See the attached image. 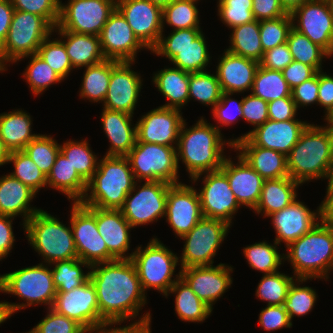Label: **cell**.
Masks as SVG:
<instances>
[{
  "mask_svg": "<svg viewBox=\"0 0 333 333\" xmlns=\"http://www.w3.org/2000/svg\"><path fill=\"white\" fill-rule=\"evenodd\" d=\"M309 124L299 119L286 121L268 119L263 125L229 140L233 146H260L287 156Z\"/></svg>",
  "mask_w": 333,
  "mask_h": 333,
  "instance_id": "obj_17",
  "label": "cell"
},
{
  "mask_svg": "<svg viewBox=\"0 0 333 333\" xmlns=\"http://www.w3.org/2000/svg\"><path fill=\"white\" fill-rule=\"evenodd\" d=\"M32 118L22 109L0 114V138L10 151H20L38 135L32 133Z\"/></svg>",
  "mask_w": 333,
  "mask_h": 333,
  "instance_id": "obj_35",
  "label": "cell"
},
{
  "mask_svg": "<svg viewBox=\"0 0 333 333\" xmlns=\"http://www.w3.org/2000/svg\"><path fill=\"white\" fill-rule=\"evenodd\" d=\"M243 119L256 127L263 125L268 118V102L250 93L243 96L242 103Z\"/></svg>",
  "mask_w": 333,
  "mask_h": 333,
  "instance_id": "obj_60",
  "label": "cell"
},
{
  "mask_svg": "<svg viewBox=\"0 0 333 333\" xmlns=\"http://www.w3.org/2000/svg\"><path fill=\"white\" fill-rule=\"evenodd\" d=\"M252 13L257 21L275 19L288 14L280 0H252Z\"/></svg>",
  "mask_w": 333,
  "mask_h": 333,
  "instance_id": "obj_65",
  "label": "cell"
},
{
  "mask_svg": "<svg viewBox=\"0 0 333 333\" xmlns=\"http://www.w3.org/2000/svg\"><path fill=\"white\" fill-rule=\"evenodd\" d=\"M49 36L38 48L37 55L40 56L59 76L65 80L73 67L67 55L65 45L58 37L51 40Z\"/></svg>",
  "mask_w": 333,
  "mask_h": 333,
  "instance_id": "obj_53",
  "label": "cell"
},
{
  "mask_svg": "<svg viewBox=\"0 0 333 333\" xmlns=\"http://www.w3.org/2000/svg\"><path fill=\"white\" fill-rule=\"evenodd\" d=\"M328 6H329V10L331 15L333 16V0H326Z\"/></svg>",
  "mask_w": 333,
  "mask_h": 333,
  "instance_id": "obj_76",
  "label": "cell"
},
{
  "mask_svg": "<svg viewBox=\"0 0 333 333\" xmlns=\"http://www.w3.org/2000/svg\"><path fill=\"white\" fill-rule=\"evenodd\" d=\"M217 4L220 20L230 29L255 20L252 0H221Z\"/></svg>",
  "mask_w": 333,
  "mask_h": 333,
  "instance_id": "obj_55",
  "label": "cell"
},
{
  "mask_svg": "<svg viewBox=\"0 0 333 333\" xmlns=\"http://www.w3.org/2000/svg\"><path fill=\"white\" fill-rule=\"evenodd\" d=\"M54 27L43 17L15 10L7 37L0 46V62L7 65L37 54L43 41L53 35ZM10 63V64H7Z\"/></svg>",
  "mask_w": 333,
  "mask_h": 333,
  "instance_id": "obj_10",
  "label": "cell"
},
{
  "mask_svg": "<svg viewBox=\"0 0 333 333\" xmlns=\"http://www.w3.org/2000/svg\"><path fill=\"white\" fill-rule=\"evenodd\" d=\"M69 220L78 259L90 266L115 260L98 232L95 207L83 206L80 202L72 203Z\"/></svg>",
  "mask_w": 333,
  "mask_h": 333,
  "instance_id": "obj_14",
  "label": "cell"
},
{
  "mask_svg": "<svg viewBox=\"0 0 333 333\" xmlns=\"http://www.w3.org/2000/svg\"><path fill=\"white\" fill-rule=\"evenodd\" d=\"M319 71L309 80L291 90V96L297 109L309 105H318Z\"/></svg>",
  "mask_w": 333,
  "mask_h": 333,
  "instance_id": "obj_61",
  "label": "cell"
},
{
  "mask_svg": "<svg viewBox=\"0 0 333 333\" xmlns=\"http://www.w3.org/2000/svg\"><path fill=\"white\" fill-rule=\"evenodd\" d=\"M119 62L105 59L98 64L85 67L86 70H84L83 80L79 88L80 98L103 104L110 83L111 71Z\"/></svg>",
  "mask_w": 333,
  "mask_h": 333,
  "instance_id": "obj_39",
  "label": "cell"
},
{
  "mask_svg": "<svg viewBox=\"0 0 333 333\" xmlns=\"http://www.w3.org/2000/svg\"><path fill=\"white\" fill-rule=\"evenodd\" d=\"M151 319L152 318L149 311L140 316L138 320L136 321L134 320V322L130 323L129 325L123 327H115L116 325H119V323H108L99 332L100 333H151V327H150Z\"/></svg>",
  "mask_w": 333,
  "mask_h": 333,
  "instance_id": "obj_67",
  "label": "cell"
},
{
  "mask_svg": "<svg viewBox=\"0 0 333 333\" xmlns=\"http://www.w3.org/2000/svg\"><path fill=\"white\" fill-rule=\"evenodd\" d=\"M27 333H88L76 321L57 313L52 308L47 309L46 317Z\"/></svg>",
  "mask_w": 333,
  "mask_h": 333,
  "instance_id": "obj_56",
  "label": "cell"
},
{
  "mask_svg": "<svg viewBox=\"0 0 333 333\" xmlns=\"http://www.w3.org/2000/svg\"><path fill=\"white\" fill-rule=\"evenodd\" d=\"M135 62L120 61L111 71L103 107L134 115L142 89V78L131 69Z\"/></svg>",
  "mask_w": 333,
  "mask_h": 333,
  "instance_id": "obj_25",
  "label": "cell"
},
{
  "mask_svg": "<svg viewBox=\"0 0 333 333\" xmlns=\"http://www.w3.org/2000/svg\"><path fill=\"white\" fill-rule=\"evenodd\" d=\"M60 152L86 182L93 177L98 167L99 158L92 152L87 139L68 140L60 145Z\"/></svg>",
  "mask_w": 333,
  "mask_h": 333,
  "instance_id": "obj_44",
  "label": "cell"
},
{
  "mask_svg": "<svg viewBox=\"0 0 333 333\" xmlns=\"http://www.w3.org/2000/svg\"><path fill=\"white\" fill-rule=\"evenodd\" d=\"M7 163H13L14 166L10 174L36 193L47 187V176L23 150L10 152Z\"/></svg>",
  "mask_w": 333,
  "mask_h": 333,
  "instance_id": "obj_49",
  "label": "cell"
},
{
  "mask_svg": "<svg viewBox=\"0 0 333 333\" xmlns=\"http://www.w3.org/2000/svg\"><path fill=\"white\" fill-rule=\"evenodd\" d=\"M14 11L11 0H0V46L7 37Z\"/></svg>",
  "mask_w": 333,
  "mask_h": 333,
  "instance_id": "obj_69",
  "label": "cell"
},
{
  "mask_svg": "<svg viewBox=\"0 0 333 333\" xmlns=\"http://www.w3.org/2000/svg\"><path fill=\"white\" fill-rule=\"evenodd\" d=\"M273 243L264 240L244 247L243 254L249 267L264 275L278 272L284 261V253L280 254L278 244L275 241Z\"/></svg>",
  "mask_w": 333,
  "mask_h": 333,
  "instance_id": "obj_43",
  "label": "cell"
},
{
  "mask_svg": "<svg viewBox=\"0 0 333 333\" xmlns=\"http://www.w3.org/2000/svg\"><path fill=\"white\" fill-rule=\"evenodd\" d=\"M9 318H11V316L7 311L5 301H0V324L4 323Z\"/></svg>",
  "mask_w": 333,
  "mask_h": 333,
  "instance_id": "obj_73",
  "label": "cell"
},
{
  "mask_svg": "<svg viewBox=\"0 0 333 333\" xmlns=\"http://www.w3.org/2000/svg\"><path fill=\"white\" fill-rule=\"evenodd\" d=\"M135 183L126 156L104 155L93 177L87 182V190L80 203L101 209H120Z\"/></svg>",
  "mask_w": 333,
  "mask_h": 333,
  "instance_id": "obj_5",
  "label": "cell"
},
{
  "mask_svg": "<svg viewBox=\"0 0 333 333\" xmlns=\"http://www.w3.org/2000/svg\"><path fill=\"white\" fill-rule=\"evenodd\" d=\"M136 181L120 208L124 218L135 228L165 217L169 183L162 181Z\"/></svg>",
  "mask_w": 333,
  "mask_h": 333,
  "instance_id": "obj_13",
  "label": "cell"
},
{
  "mask_svg": "<svg viewBox=\"0 0 333 333\" xmlns=\"http://www.w3.org/2000/svg\"><path fill=\"white\" fill-rule=\"evenodd\" d=\"M10 151L5 147L4 142L0 138V166L8 164Z\"/></svg>",
  "mask_w": 333,
  "mask_h": 333,
  "instance_id": "obj_72",
  "label": "cell"
},
{
  "mask_svg": "<svg viewBox=\"0 0 333 333\" xmlns=\"http://www.w3.org/2000/svg\"><path fill=\"white\" fill-rule=\"evenodd\" d=\"M229 157L225 158L220 170L227 176L239 205L254 210L261 197L264 179L239 154L237 163Z\"/></svg>",
  "mask_w": 333,
  "mask_h": 333,
  "instance_id": "obj_27",
  "label": "cell"
},
{
  "mask_svg": "<svg viewBox=\"0 0 333 333\" xmlns=\"http://www.w3.org/2000/svg\"><path fill=\"white\" fill-rule=\"evenodd\" d=\"M326 196L321 202V220L333 225V185H327Z\"/></svg>",
  "mask_w": 333,
  "mask_h": 333,
  "instance_id": "obj_70",
  "label": "cell"
},
{
  "mask_svg": "<svg viewBox=\"0 0 333 333\" xmlns=\"http://www.w3.org/2000/svg\"><path fill=\"white\" fill-rule=\"evenodd\" d=\"M12 220L14 217L0 215V261H2L8 254L11 253L10 250L14 247L15 236L12 229Z\"/></svg>",
  "mask_w": 333,
  "mask_h": 333,
  "instance_id": "obj_68",
  "label": "cell"
},
{
  "mask_svg": "<svg viewBox=\"0 0 333 333\" xmlns=\"http://www.w3.org/2000/svg\"><path fill=\"white\" fill-rule=\"evenodd\" d=\"M290 15L295 30L307 36L333 57V16L326 1L305 2Z\"/></svg>",
  "mask_w": 333,
  "mask_h": 333,
  "instance_id": "obj_19",
  "label": "cell"
},
{
  "mask_svg": "<svg viewBox=\"0 0 333 333\" xmlns=\"http://www.w3.org/2000/svg\"><path fill=\"white\" fill-rule=\"evenodd\" d=\"M25 58H30V61L22 76L29 84L30 90L35 96L42 94L51 85L63 81L59 74L37 54L23 57L17 62Z\"/></svg>",
  "mask_w": 333,
  "mask_h": 333,
  "instance_id": "obj_47",
  "label": "cell"
},
{
  "mask_svg": "<svg viewBox=\"0 0 333 333\" xmlns=\"http://www.w3.org/2000/svg\"><path fill=\"white\" fill-rule=\"evenodd\" d=\"M149 1L163 8L169 5L173 0H149Z\"/></svg>",
  "mask_w": 333,
  "mask_h": 333,
  "instance_id": "obj_75",
  "label": "cell"
},
{
  "mask_svg": "<svg viewBox=\"0 0 333 333\" xmlns=\"http://www.w3.org/2000/svg\"><path fill=\"white\" fill-rule=\"evenodd\" d=\"M116 8L124 16L134 35L151 51L164 32L162 8L149 0H117Z\"/></svg>",
  "mask_w": 333,
  "mask_h": 333,
  "instance_id": "obj_20",
  "label": "cell"
},
{
  "mask_svg": "<svg viewBox=\"0 0 333 333\" xmlns=\"http://www.w3.org/2000/svg\"><path fill=\"white\" fill-rule=\"evenodd\" d=\"M250 92L266 102L282 97H292L291 89L282 72L263 68L260 65L256 70Z\"/></svg>",
  "mask_w": 333,
  "mask_h": 333,
  "instance_id": "obj_41",
  "label": "cell"
},
{
  "mask_svg": "<svg viewBox=\"0 0 333 333\" xmlns=\"http://www.w3.org/2000/svg\"><path fill=\"white\" fill-rule=\"evenodd\" d=\"M0 288L2 293L15 295L25 301V303L6 301L10 316L32 305L45 304L47 308H52L57 293L51 265L43 263L0 275Z\"/></svg>",
  "mask_w": 333,
  "mask_h": 333,
  "instance_id": "obj_6",
  "label": "cell"
},
{
  "mask_svg": "<svg viewBox=\"0 0 333 333\" xmlns=\"http://www.w3.org/2000/svg\"><path fill=\"white\" fill-rule=\"evenodd\" d=\"M61 38L73 69H81L104 61L100 38L67 30H53ZM66 39V40H65Z\"/></svg>",
  "mask_w": 333,
  "mask_h": 333,
  "instance_id": "obj_32",
  "label": "cell"
},
{
  "mask_svg": "<svg viewBox=\"0 0 333 333\" xmlns=\"http://www.w3.org/2000/svg\"><path fill=\"white\" fill-rule=\"evenodd\" d=\"M232 272V266L219 263L216 266L182 268L180 269V277L213 310V305L233 283Z\"/></svg>",
  "mask_w": 333,
  "mask_h": 333,
  "instance_id": "obj_24",
  "label": "cell"
},
{
  "mask_svg": "<svg viewBox=\"0 0 333 333\" xmlns=\"http://www.w3.org/2000/svg\"><path fill=\"white\" fill-rule=\"evenodd\" d=\"M281 72L291 90L304 81L309 80L317 73L312 66L305 65L295 60Z\"/></svg>",
  "mask_w": 333,
  "mask_h": 333,
  "instance_id": "obj_64",
  "label": "cell"
},
{
  "mask_svg": "<svg viewBox=\"0 0 333 333\" xmlns=\"http://www.w3.org/2000/svg\"><path fill=\"white\" fill-rule=\"evenodd\" d=\"M200 197L193 186L171 184L167 194L166 222L177 237L188 233L202 218Z\"/></svg>",
  "mask_w": 333,
  "mask_h": 333,
  "instance_id": "obj_21",
  "label": "cell"
},
{
  "mask_svg": "<svg viewBox=\"0 0 333 333\" xmlns=\"http://www.w3.org/2000/svg\"><path fill=\"white\" fill-rule=\"evenodd\" d=\"M299 186L301 184L294 181L291 177L264 180L261 197L253 210L254 213L261 214L265 218L287 207L298 198V190L296 189Z\"/></svg>",
  "mask_w": 333,
  "mask_h": 333,
  "instance_id": "obj_34",
  "label": "cell"
},
{
  "mask_svg": "<svg viewBox=\"0 0 333 333\" xmlns=\"http://www.w3.org/2000/svg\"><path fill=\"white\" fill-rule=\"evenodd\" d=\"M7 69L1 64L0 62V72L2 73L3 71H6Z\"/></svg>",
  "mask_w": 333,
  "mask_h": 333,
  "instance_id": "obj_78",
  "label": "cell"
},
{
  "mask_svg": "<svg viewBox=\"0 0 333 333\" xmlns=\"http://www.w3.org/2000/svg\"><path fill=\"white\" fill-rule=\"evenodd\" d=\"M319 71L318 105L325 109L324 120L333 113V76Z\"/></svg>",
  "mask_w": 333,
  "mask_h": 333,
  "instance_id": "obj_66",
  "label": "cell"
},
{
  "mask_svg": "<svg viewBox=\"0 0 333 333\" xmlns=\"http://www.w3.org/2000/svg\"><path fill=\"white\" fill-rule=\"evenodd\" d=\"M293 61L287 43L278 45L264 52L259 65L263 68L282 71Z\"/></svg>",
  "mask_w": 333,
  "mask_h": 333,
  "instance_id": "obj_62",
  "label": "cell"
},
{
  "mask_svg": "<svg viewBox=\"0 0 333 333\" xmlns=\"http://www.w3.org/2000/svg\"><path fill=\"white\" fill-rule=\"evenodd\" d=\"M292 18L288 13L275 19L259 21L260 40L263 52L287 42L292 28Z\"/></svg>",
  "mask_w": 333,
  "mask_h": 333,
  "instance_id": "obj_54",
  "label": "cell"
},
{
  "mask_svg": "<svg viewBox=\"0 0 333 333\" xmlns=\"http://www.w3.org/2000/svg\"><path fill=\"white\" fill-rule=\"evenodd\" d=\"M178 259L177 254L155 236L144 249L142 245L136 247L131 260L137 269L143 291L146 293L150 288L165 296L180 278V270L174 274L177 265H180Z\"/></svg>",
  "mask_w": 333,
  "mask_h": 333,
  "instance_id": "obj_9",
  "label": "cell"
},
{
  "mask_svg": "<svg viewBox=\"0 0 333 333\" xmlns=\"http://www.w3.org/2000/svg\"><path fill=\"white\" fill-rule=\"evenodd\" d=\"M153 75L151 82L168 100L161 106L182 110L189 102V73L177 67H165Z\"/></svg>",
  "mask_w": 333,
  "mask_h": 333,
  "instance_id": "obj_37",
  "label": "cell"
},
{
  "mask_svg": "<svg viewBox=\"0 0 333 333\" xmlns=\"http://www.w3.org/2000/svg\"><path fill=\"white\" fill-rule=\"evenodd\" d=\"M285 248L284 262L290 263L296 278L328 281L333 271V225L321 220Z\"/></svg>",
  "mask_w": 333,
  "mask_h": 333,
  "instance_id": "obj_4",
  "label": "cell"
},
{
  "mask_svg": "<svg viewBox=\"0 0 333 333\" xmlns=\"http://www.w3.org/2000/svg\"><path fill=\"white\" fill-rule=\"evenodd\" d=\"M325 179L328 181L327 182L328 185H333V154H332L329 169H328Z\"/></svg>",
  "mask_w": 333,
  "mask_h": 333,
  "instance_id": "obj_74",
  "label": "cell"
},
{
  "mask_svg": "<svg viewBox=\"0 0 333 333\" xmlns=\"http://www.w3.org/2000/svg\"><path fill=\"white\" fill-rule=\"evenodd\" d=\"M96 224L109 254L114 259L132 258L134 251L128 253V250L131 243L130 229L133 227L124 218L120 209L96 208Z\"/></svg>",
  "mask_w": 333,
  "mask_h": 333,
  "instance_id": "obj_28",
  "label": "cell"
},
{
  "mask_svg": "<svg viewBox=\"0 0 333 333\" xmlns=\"http://www.w3.org/2000/svg\"><path fill=\"white\" fill-rule=\"evenodd\" d=\"M175 294V313L184 322H204L212 314V309L206 305L180 277L169 289L165 298Z\"/></svg>",
  "mask_w": 333,
  "mask_h": 333,
  "instance_id": "obj_38",
  "label": "cell"
},
{
  "mask_svg": "<svg viewBox=\"0 0 333 333\" xmlns=\"http://www.w3.org/2000/svg\"><path fill=\"white\" fill-rule=\"evenodd\" d=\"M219 58L215 73L222 91L230 94L251 91L259 62L232 54L226 49Z\"/></svg>",
  "mask_w": 333,
  "mask_h": 333,
  "instance_id": "obj_29",
  "label": "cell"
},
{
  "mask_svg": "<svg viewBox=\"0 0 333 333\" xmlns=\"http://www.w3.org/2000/svg\"><path fill=\"white\" fill-rule=\"evenodd\" d=\"M234 94L230 93H222L220 101H218L214 107L211 109L214 120L219 123V126L215 125V127L219 130L221 126H230L234 125V123L239 120V117L243 119L242 113V103L243 98L238 101L234 98H231ZM233 105V106H232Z\"/></svg>",
  "mask_w": 333,
  "mask_h": 333,
  "instance_id": "obj_58",
  "label": "cell"
},
{
  "mask_svg": "<svg viewBox=\"0 0 333 333\" xmlns=\"http://www.w3.org/2000/svg\"><path fill=\"white\" fill-rule=\"evenodd\" d=\"M258 321L263 330L270 332L293 325L283 305H267L261 310Z\"/></svg>",
  "mask_w": 333,
  "mask_h": 333,
  "instance_id": "obj_59",
  "label": "cell"
},
{
  "mask_svg": "<svg viewBox=\"0 0 333 333\" xmlns=\"http://www.w3.org/2000/svg\"><path fill=\"white\" fill-rule=\"evenodd\" d=\"M99 38L101 50L106 59L135 62L136 54L147 49L134 35L130 25L117 8L109 16Z\"/></svg>",
  "mask_w": 333,
  "mask_h": 333,
  "instance_id": "obj_23",
  "label": "cell"
},
{
  "mask_svg": "<svg viewBox=\"0 0 333 333\" xmlns=\"http://www.w3.org/2000/svg\"><path fill=\"white\" fill-rule=\"evenodd\" d=\"M36 193L11 174L0 177V215L23 218L24 224L41 208L31 207L30 203L36 198Z\"/></svg>",
  "mask_w": 333,
  "mask_h": 333,
  "instance_id": "obj_31",
  "label": "cell"
},
{
  "mask_svg": "<svg viewBox=\"0 0 333 333\" xmlns=\"http://www.w3.org/2000/svg\"><path fill=\"white\" fill-rule=\"evenodd\" d=\"M164 36L162 32L151 50L153 54L165 56L173 66L188 73L207 71L212 57L201 28L177 29Z\"/></svg>",
  "mask_w": 333,
  "mask_h": 333,
  "instance_id": "obj_8",
  "label": "cell"
},
{
  "mask_svg": "<svg viewBox=\"0 0 333 333\" xmlns=\"http://www.w3.org/2000/svg\"><path fill=\"white\" fill-rule=\"evenodd\" d=\"M199 0H173L162 8V27L167 24L177 29L201 28L199 20Z\"/></svg>",
  "mask_w": 333,
  "mask_h": 333,
  "instance_id": "obj_46",
  "label": "cell"
},
{
  "mask_svg": "<svg viewBox=\"0 0 333 333\" xmlns=\"http://www.w3.org/2000/svg\"><path fill=\"white\" fill-rule=\"evenodd\" d=\"M296 279L294 275L289 276L280 271L263 274L262 279L256 288V298L267 302V305H283L288 290Z\"/></svg>",
  "mask_w": 333,
  "mask_h": 333,
  "instance_id": "obj_50",
  "label": "cell"
},
{
  "mask_svg": "<svg viewBox=\"0 0 333 333\" xmlns=\"http://www.w3.org/2000/svg\"><path fill=\"white\" fill-rule=\"evenodd\" d=\"M102 108L101 125L111 144L105 154L107 156H126L137 141L136 124L131 122L133 115Z\"/></svg>",
  "mask_w": 333,
  "mask_h": 333,
  "instance_id": "obj_30",
  "label": "cell"
},
{
  "mask_svg": "<svg viewBox=\"0 0 333 333\" xmlns=\"http://www.w3.org/2000/svg\"><path fill=\"white\" fill-rule=\"evenodd\" d=\"M50 265L55 266L51 269V272L57 292H69L74 288L80 287L89 279L91 266L78 258L56 261ZM81 267L89 270L84 273Z\"/></svg>",
  "mask_w": 333,
  "mask_h": 333,
  "instance_id": "obj_42",
  "label": "cell"
},
{
  "mask_svg": "<svg viewBox=\"0 0 333 333\" xmlns=\"http://www.w3.org/2000/svg\"><path fill=\"white\" fill-rule=\"evenodd\" d=\"M24 233L44 264L78 258L71 225L66 226L47 211L34 214L24 224Z\"/></svg>",
  "mask_w": 333,
  "mask_h": 333,
  "instance_id": "obj_7",
  "label": "cell"
},
{
  "mask_svg": "<svg viewBox=\"0 0 333 333\" xmlns=\"http://www.w3.org/2000/svg\"><path fill=\"white\" fill-rule=\"evenodd\" d=\"M325 122H327L328 125L333 127V113L325 120Z\"/></svg>",
  "mask_w": 333,
  "mask_h": 333,
  "instance_id": "obj_77",
  "label": "cell"
},
{
  "mask_svg": "<svg viewBox=\"0 0 333 333\" xmlns=\"http://www.w3.org/2000/svg\"><path fill=\"white\" fill-rule=\"evenodd\" d=\"M117 0H68L60 1V16L54 30H67L88 35H100Z\"/></svg>",
  "mask_w": 333,
  "mask_h": 333,
  "instance_id": "obj_15",
  "label": "cell"
},
{
  "mask_svg": "<svg viewBox=\"0 0 333 333\" xmlns=\"http://www.w3.org/2000/svg\"><path fill=\"white\" fill-rule=\"evenodd\" d=\"M201 177L203 187L198 190V194L203 216L222 220L231 226L234 214L241 206L230 188L227 176L217 170L197 175L190 181L196 183Z\"/></svg>",
  "mask_w": 333,
  "mask_h": 333,
  "instance_id": "obj_18",
  "label": "cell"
},
{
  "mask_svg": "<svg viewBox=\"0 0 333 333\" xmlns=\"http://www.w3.org/2000/svg\"><path fill=\"white\" fill-rule=\"evenodd\" d=\"M90 269L89 279L96 289L100 316L107 324L139 317L147 304V294L131 259L96 263Z\"/></svg>",
  "mask_w": 333,
  "mask_h": 333,
  "instance_id": "obj_1",
  "label": "cell"
},
{
  "mask_svg": "<svg viewBox=\"0 0 333 333\" xmlns=\"http://www.w3.org/2000/svg\"><path fill=\"white\" fill-rule=\"evenodd\" d=\"M286 43L293 60L312 66L317 72L322 70V61H325L323 59L331 57L323 48L293 27L289 31Z\"/></svg>",
  "mask_w": 333,
  "mask_h": 333,
  "instance_id": "obj_45",
  "label": "cell"
},
{
  "mask_svg": "<svg viewBox=\"0 0 333 333\" xmlns=\"http://www.w3.org/2000/svg\"><path fill=\"white\" fill-rule=\"evenodd\" d=\"M268 217L272 219V226L276 233L274 241L278 245L282 242L287 247L321 221V205L317 207V210L312 211L296 198L287 207Z\"/></svg>",
  "mask_w": 333,
  "mask_h": 333,
  "instance_id": "obj_26",
  "label": "cell"
},
{
  "mask_svg": "<svg viewBox=\"0 0 333 333\" xmlns=\"http://www.w3.org/2000/svg\"><path fill=\"white\" fill-rule=\"evenodd\" d=\"M15 10L45 18L54 28L60 16V0H11Z\"/></svg>",
  "mask_w": 333,
  "mask_h": 333,
  "instance_id": "obj_57",
  "label": "cell"
},
{
  "mask_svg": "<svg viewBox=\"0 0 333 333\" xmlns=\"http://www.w3.org/2000/svg\"><path fill=\"white\" fill-rule=\"evenodd\" d=\"M311 0H280L281 5L285 9V11L289 14H291L295 9H297L299 6L303 5L305 2H308Z\"/></svg>",
  "mask_w": 333,
  "mask_h": 333,
  "instance_id": "obj_71",
  "label": "cell"
},
{
  "mask_svg": "<svg viewBox=\"0 0 333 333\" xmlns=\"http://www.w3.org/2000/svg\"><path fill=\"white\" fill-rule=\"evenodd\" d=\"M233 149L238 151L264 180L289 177L286 155L260 146H233Z\"/></svg>",
  "mask_w": 333,
  "mask_h": 333,
  "instance_id": "obj_33",
  "label": "cell"
},
{
  "mask_svg": "<svg viewBox=\"0 0 333 333\" xmlns=\"http://www.w3.org/2000/svg\"><path fill=\"white\" fill-rule=\"evenodd\" d=\"M229 224L222 220L203 217L188 233L180 237L184 241L180 269L213 265L214 256L228 236Z\"/></svg>",
  "mask_w": 333,
  "mask_h": 333,
  "instance_id": "obj_12",
  "label": "cell"
},
{
  "mask_svg": "<svg viewBox=\"0 0 333 333\" xmlns=\"http://www.w3.org/2000/svg\"><path fill=\"white\" fill-rule=\"evenodd\" d=\"M297 111L292 97H282L268 102V118L273 121L297 119Z\"/></svg>",
  "mask_w": 333,
  "mask_h": 333,
  "instance_id": "obj_63",
  "label": "cell"
},
{
  "mask_svg": "<svg viewBox=\"0 0 333 333\" xmlns=\"http://www.w3.org/2000/svg\"><path fill=\"white\" fill-rule=\"evenodd\" d=\"M52 309L76 321L87 332L100 331L107 324L100 316L96 289L90 279L69 292H57Z\"/></svg>",
  "mask_w": 333,
  "mask_h": 333,
  "instance_id": "obj_16",
  "label": "cell"
},
{
  "mask_svg": "<svg viewBox=\"0 0 333 333\" xmlns=\"http://www.w3.org/2000/svg\"><path fill=\"white\" fill-rule=\"evenodd\" d=\"M126 157L138 182L180 183L176 147L136 142Z\"/></svg>",
  "mask_w": 333,
  "mask_h": 333,
  "instance_id": "obj_11",
  "label": "cell"
},
{
  "mask_svg": "<svg viewBox=\"0 0 333 333\" xmlns=\"http://www.w3.org/2000/svg\"><path fill=\"white\" fill-rule=\"evenodd\" d=\"M47 185L65 194L73 203L80 202L87 190V182L61 152L47 175Z\"/></svg>",
  "mask_w": 333,
  "mask_h": 333,
  "instance_id": "obj_36",
  "label": "cell"
},
{
  "mask_svg": "<svg viewBox=\"0 0 333 333\" xmlns=\"http://www.w3.org/2000/svg\"><path fill=\"white\" fill-rule=\"evenodd\" d=\"M185 121L176 147L178 168L182 160L191 179L202 173L220 170L226 158L224 146L227 144L233 149V143L225 140L221 131L207 123L203 116L189 128Z\"/></svg>",
  "mask_w": 333,
  "mask_h": 333,
  "instance_id": "obj_2",
  "label": "cell"
},
{
  "mask_svg": "<svg viewBox=\"0 0 333 333\" xmlns=\"http://www.w3.org/2000/svg\"><path fill=\"white\" fill-rule=\"evenodd\" d=\"M184 120L180 109L154 108L136 121V142L177 147Z\"/></svg>",
  "mask_w": 333,
  "mask_h": 333,
  "instance_id": "obj_22",
  "label": "cell"
},
{
  "mask_svg": "<svg viewBox=\"0 0 333 333\" xmlns=\"http://www.w3.org/2000/svg\"><path fill=\"white\" fill-rule=\"evenodd\" d=\"M308 280L311 279L296 278L288 290L283 306L288 312L291 322L293 317L307 315L315 306L318 297L316 291L309 286H300Z\"/></svg>",
  "mask_w": 333,
  "mask_h": 333,
  "instance_id": "obj_51",
  "label": "cell"
},
{
  "mask_svg": "<svg viewBox=\"0 0 333 333\" xmlns=\"http://www.w3.org/2000/svg\"><path fill=\"white\" fill-rule=\"evenodd\" d=\"M333 154V127L309 124L287 155L289 177L303 185L326 178Z\"/></svg>",
  "mask_w": 333,
  "mask_h": 333,
  "instance_id": "obj_3",
  "label": "cell"
},
{
  "mask_svg": "<svg viewBox=\"0 0 333 333\" xmlns=\"http://www.w3.org/2000/svg\"><path fill=\"white\" fill-rule=\"evenodd\" d=\"M23 151L47 176L60 152V144L51 135L38 134Z\"/></svg>",
  "mask_w": 333,
  "mask_h": 333,
  "instance_id": "obj_52",
  "label": "cell"
},
{
  "mask_svg": "<svg viewBox=\"0 0 333 333\" xmlns=\"http://www.w3.org/2000/svg\"><path fill=\"white\" fill-rule=\"evenodd\" d=\"M231 30L230 46L226 50L232 54L260 62L264 52L260 40L259 21L253 20Z\"/></svg>",
  "mask_w": 333,
  "mask_h": 333,
  "instance_id": "obj_40",
  "label": "cell"
},
{
  "mask_svg": "<svg viewBox=\"0 0 333 333\" xmlns=\"http://www.w3.org/2000/svg\"><path fill=\"white\" fill-rule=\"evenodd\" d=\"M188 92L189 102L194 99L212 108L220 101L223 93L216 73L211 74L209 71L189 73Z\"/></svg>",
  "mask_w": 333,
  "mask_h": 333,
  "instance_id": "obj_48",
  "label": "cell"
}]
</instances>
